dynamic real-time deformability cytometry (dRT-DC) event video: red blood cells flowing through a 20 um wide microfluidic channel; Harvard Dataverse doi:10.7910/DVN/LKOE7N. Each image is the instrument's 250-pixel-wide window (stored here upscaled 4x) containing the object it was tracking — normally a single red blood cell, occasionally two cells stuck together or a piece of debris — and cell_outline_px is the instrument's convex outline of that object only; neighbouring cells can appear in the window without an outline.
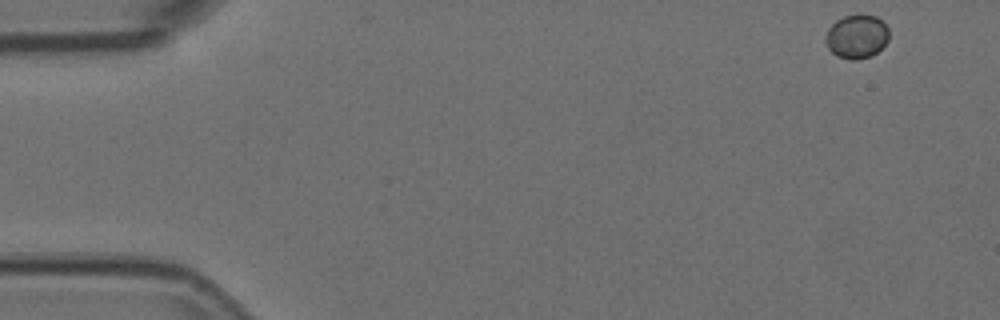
{"species": "Egyptian fruit bat (a non-hibernating species)", "species_latin": "Rousettus aegyptiacus", "temperature_condition": "room temperature", "stored_images_in_passage": 53, "camera_frame_rate_fps": 3000, "um_per_image_px": 0.085, "animal": {"sex": "female"}, "frame": {"image": 1, "passage_image": 1, "time_ms": 0.0, "image_size_px": [1000, 320], "cell_outline_px": [[888, 40], [872, 56], [856, 60], [852, 60], [836, 56], [828, 48], [824, 40], [828, 28], [836, 20], [844, 16], [876, 16], [888, 28]], "centroid_in_image_um": [72.79, 3.13], "position_along_channel_um": 12.2, "area_um2": 15.95}}
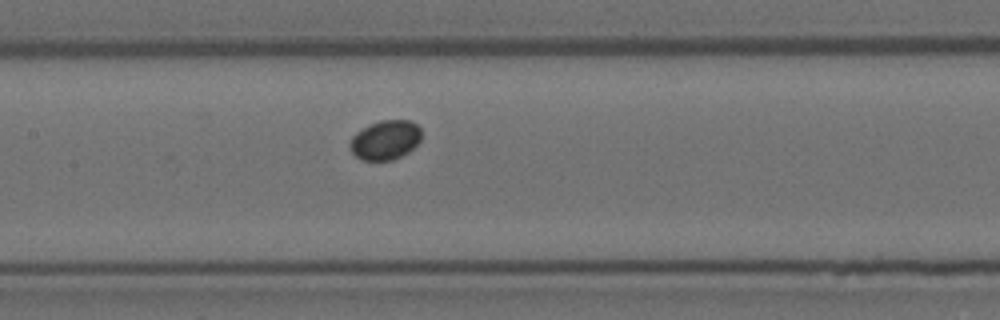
{"frame": {"image": 2, "passage_image": 24, "time_ms": 7.667, "image_size_px": [1000, 320], "cell_outline_px": [[420, 140], [408, 152], [392, 160], [364, 160], [356, 156], [352, 152], [348, 144], [352, 136], [360, 128], [368, 124], [380, 120], [408, 120], [416, 124], [420, 128]], "centroid_in_image_um": [32.71, 11.88], "position_along_channel_um": 174.7, "area_um2": 16.42}}
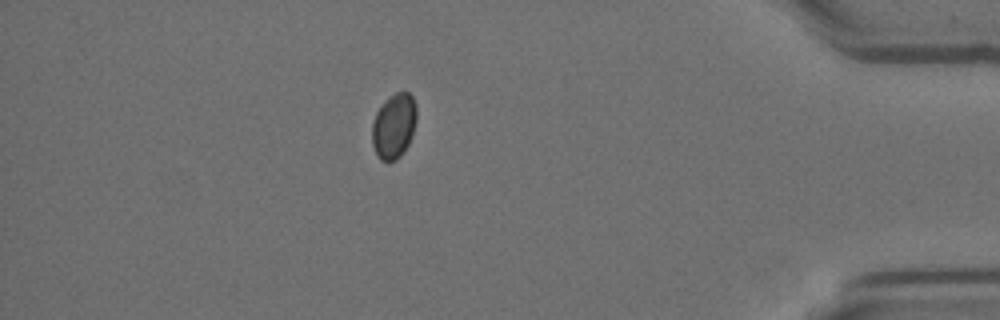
{"frame": {"image": 3, "passage_image": 46, "time_ms": 15.0, "image_size_px": [1000, 320], "cell_outline_px": [[416, 120], [412, 136], [408, 144], [400, 156], [396, 160], [380, 160], [372, 144], [372, 124], [376, 112], [396, 92], [408, 92], [412, 96], [416, 104]], "centroid_in_image_um": [33.49, 10.72], "position_along_channel_um": 401.7, "area_um2": 16.53}}